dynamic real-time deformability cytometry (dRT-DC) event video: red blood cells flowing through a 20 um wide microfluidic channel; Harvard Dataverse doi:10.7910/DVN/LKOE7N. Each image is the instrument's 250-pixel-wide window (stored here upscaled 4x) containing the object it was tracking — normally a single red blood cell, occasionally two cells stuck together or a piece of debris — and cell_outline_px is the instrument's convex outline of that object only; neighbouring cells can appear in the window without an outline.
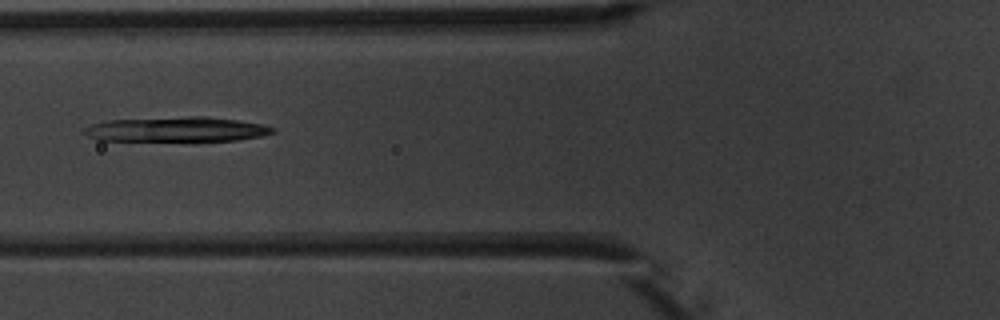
{"species": "common noctule bat (a hibernating species)", "species_latin": "Nyctalus noctula", "temperature_condition": "warm", "stored_images_in_passage": 6, "camera_frame_rate_fps": 3000, "um_per_image_px": 0.085, "animal": {"sex": "male", "body_mass_g": 20.1, "forearm_length_mm": 53.5}, "frame": {"image": 1, "passage_image": 5, "time_ms": 5.667, "image_size_px": [1000, 320], "cell_outline_px": [[276, 132], [260, 136], [236, 140], [96, 140], [88, 136], [84, 132], [84, 128], [92, 124], [108, 120], [188, 116], [204, 116], [236, 120], [260, 124], [276, 128]], "centroid_in_image_um": [15.0, 10.98], "position_along_channel_um": 110.8, "area_um2": 26.88}}
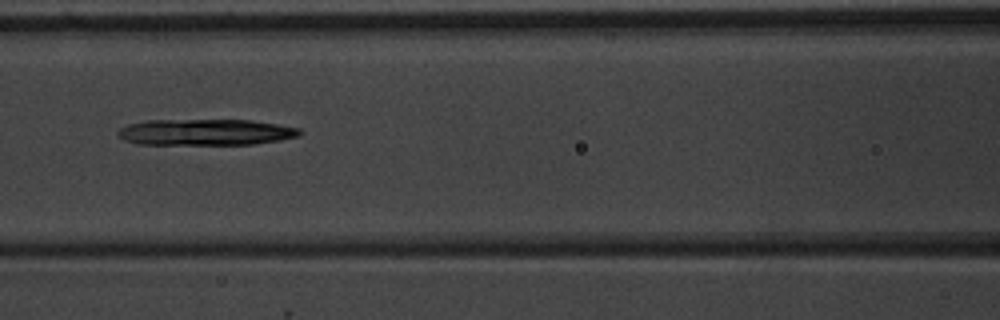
{"frame": {"image": 2, "passage_image": 6, "time_ms": 6.667, "image_size_px": [1000, 320], "cell_outline_px": [[300, 136], [280, 140], [252, 144], [136, 144], [124, 140], [116, 136], [116, 132], [120, 128], [128, 124], [144, 120], [252, 120], [300, 128]], "centroid_in_image_um": [17.42, 11.23], "position_along_channel_um": 149.2, "area_um2": 27.86}}